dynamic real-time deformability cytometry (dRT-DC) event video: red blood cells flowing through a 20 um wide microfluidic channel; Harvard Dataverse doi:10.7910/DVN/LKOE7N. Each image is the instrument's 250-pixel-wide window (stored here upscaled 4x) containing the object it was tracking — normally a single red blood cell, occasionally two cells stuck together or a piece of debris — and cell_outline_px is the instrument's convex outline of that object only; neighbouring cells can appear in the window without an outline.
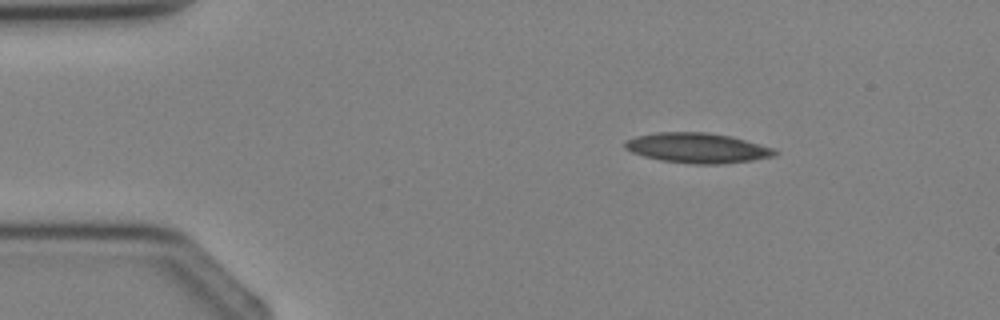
{"species": "Egyptian fruit bat (a non-hibernating species)", "species_latin": "Rousettus aegyptiacus", "temperature_condition": "cold", "stored_images_in_passage": 2, "camera_frame_rate_fps": 3000, "um_per_image_px": 0.085, "animal": {"sex": "female"}, "frame": {"image": 1, "passage_image": 1, "time_ms": 0.0, "image_size_px": [1000, 320], "cell_outline_px": [[780, 152], [776, 156], [752, 160], [720, 164], [692, 164], [660, 160], [644, 156], [632, 152], [624, 148], [624, 140], [636, 136], [656, 132], [708, 132], [728, 136], [760, 144], [772, 148]], "centroid_in_image_um": [59.25, 12.58], "position_along_channel_um": 25.7, "area_um2": 26.24}}